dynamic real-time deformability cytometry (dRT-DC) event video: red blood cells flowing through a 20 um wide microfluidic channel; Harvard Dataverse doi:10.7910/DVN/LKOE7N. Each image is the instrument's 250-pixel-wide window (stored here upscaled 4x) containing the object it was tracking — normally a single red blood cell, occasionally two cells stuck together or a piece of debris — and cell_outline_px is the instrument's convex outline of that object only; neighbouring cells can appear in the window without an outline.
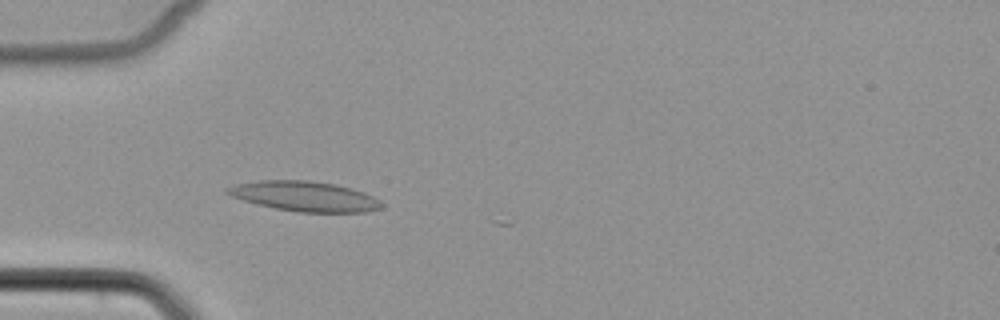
{"species": "common noctule bat (a hibernating species)", "species_latin": "Nyctalus noctula", "temperature_condition": "cold", "stored_images_in_passage": 8, "camera_frame_rate_fps": 3000, "um_per_image_px": 0.085, "animal": {"sex": "female", "body_mass_g": 22.7, "forearm_length_mm": 54.2}, "frame": {"image": 1, "passage_image": 6, "time_ms": 1.667, "image_size_px": [1000, 320], "cell_outline_px": [[384, 204], [380, 208], [364, 212], [300, 212], [276, 208], [256, 204], [232, 196], [224, 192], [224, 188], [236, 184], [260, 180], [308, 180], [336, 184], [352, 188], [364, 192], [380, 200]], "centroid_in_image_um": [25.89, 16.67], "position_along_channel_um": 59.1, "area_um2": 26.93}}